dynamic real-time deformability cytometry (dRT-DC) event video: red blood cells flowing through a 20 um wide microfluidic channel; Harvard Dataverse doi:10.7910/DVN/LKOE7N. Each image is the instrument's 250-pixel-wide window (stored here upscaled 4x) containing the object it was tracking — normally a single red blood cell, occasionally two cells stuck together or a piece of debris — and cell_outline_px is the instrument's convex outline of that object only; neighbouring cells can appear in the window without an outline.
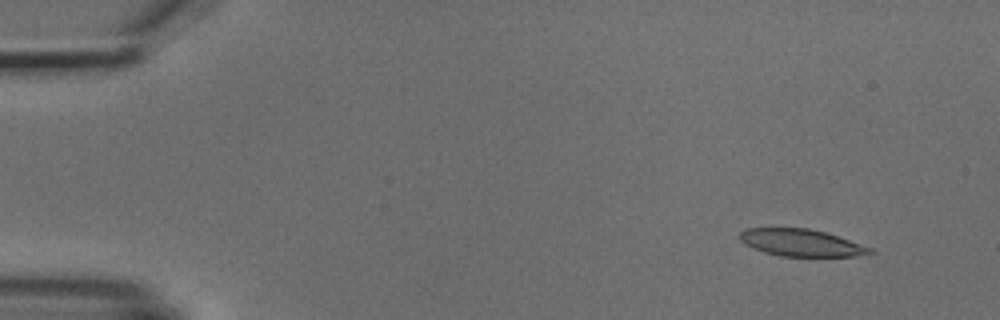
{"species": "common noctule bat (a hibernating species)", "species_latin": "Nyctalus noctula", "temperature_condition": "cold", "stored_images_in_passage": 4, "camera_frame_rate_fps": 3000, "um_per_image_px": 0.085, "animal": {"sex": "male", "body_mass_g": 18.8}, "frame": {"image": 1, "passage_image": 1, "time_ms": 0.0, "image_size_px": [1000, 320], "cell_outline_px": [[876, 252], [856, 256], [780, 256], [764, 252], [752, 248], [744, 244], [736, 236], [744, 228], [808, 228], [824, 232], [872, 248]], "centroid_in_image_um": [68.02, 20.63], "position_along_channel_um": 17.0, "area_um2": 20.52}}
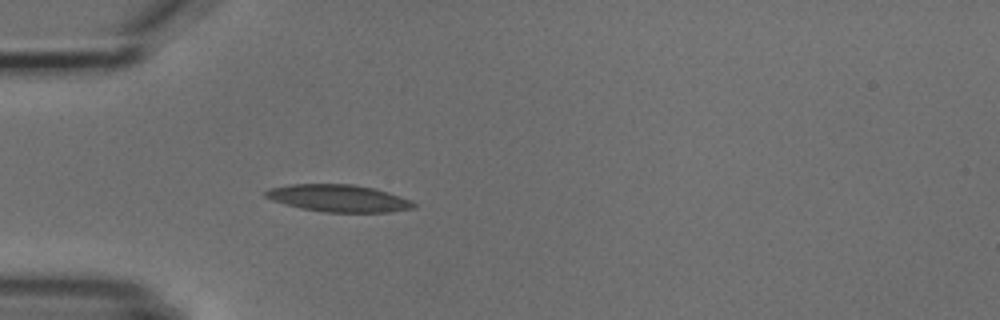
{"frame": {"image": 2, "passage_image": 4, "time_ms": 3.667, "image_size_px": [1000, 320], "cell_outline_px": [[416, 208], [388, 212], [324, 212], [300, 208], [272, 200], [264, 196], [264, 192], [268, 188], [292, 184], [352, 184], [372, 188], [388, 192], [412, 200], [416, 204]], "centroid_in_image_um": [28.78, 16.85], "position_along_channel_um": 56.2, "area_um2": 23.47}}